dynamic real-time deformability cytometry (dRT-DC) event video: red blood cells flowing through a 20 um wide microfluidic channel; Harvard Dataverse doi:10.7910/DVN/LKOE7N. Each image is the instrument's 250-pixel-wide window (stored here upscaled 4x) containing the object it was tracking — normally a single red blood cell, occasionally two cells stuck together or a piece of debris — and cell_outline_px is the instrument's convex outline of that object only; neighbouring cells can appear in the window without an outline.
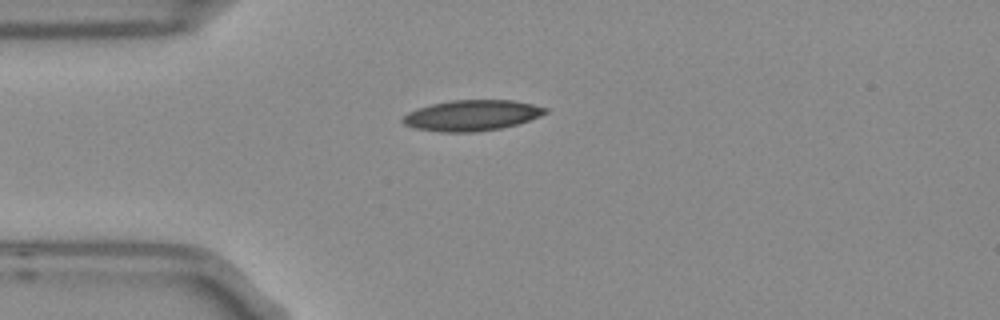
{"species": "Egyptian fruit bat (a non-hibernating species)", "species_latin": "Rousettus aegyptiacus", "temperature_condition": "room temperature", "stored_images_in_passage": 2, "camera_frame_rate_fps": 3000, "um_per_image_px": 0.085, "frame": {"image": 1, "passage_image": 1, "time_ms": 0.0, "image_size_px": [1000, 320], "cell_outline_px": [[548, 112], [540, 116], [516, 124], [500, 128], [476, 132], [440, 132], [416, 128], [404, 124], [400, 120], [408, 112], [416, 108], [432, 104], [452, 100], [512, 100], [532, 104], [548, 108]], "centroid_in_image_um": [40.08, 9.8], "position_along_channel_um": 44.9, "area_um2": 25.43}}